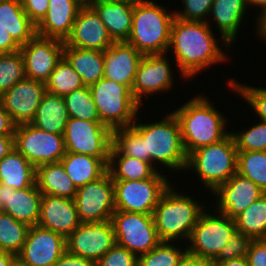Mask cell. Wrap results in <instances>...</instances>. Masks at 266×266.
<instances>
[{
	"label": "cell",
	"instance_id": "44",
	"mask_svg": "<svg viewBox=\"0 0 266 266\" xmlns=\"http://www.w3.org/2000/svg\"><path fill=\"white\" fill-rule=\"evenodd\" d=\"M252 240L250 236L236 231L212 262L246 258Z\"/></svg>",
	"mask_w": 266,
	"mask_h": 266
},
{
	"label": "cell",
	"instance_id": "31",
	"mask_svg": "<svg viewBox=\"0 0 266 266\" xmlns=\"http://www.w3.org/2000/svg\"><path fill=\"white\" fill-rule=\"evenodd\" d=\"M0 183L15 190L36 183V168L15 148L0 161Z\"/></svg>",
	"mask_w": 266,
	"mask_h": 266
},
{
	"label": "cell",
	"instance_id": "16",
	"mask_svg": "<svg viewBox=\"0 0 266 266\" xmlns=\"http://www.w3.org/2000/svg\"><path fill=\"white\" fill-rule=\"evenodd\" d=\"M64 41L36 35L20 52L24 59L25 75L36 81L46 82L63 57Z\"/></svg>",
	"mask_w": 266,
	"mask_h": 266
},
{
	"label": "cell",
	"instance_id": "3",
	"mask_svg": "<svg viewBox=\"0 0 266 266\" xmlns=\"http://www.w3.org/2000/svg\"><path fill=\"white\" fill-rule=\"evenodd\" d=\"M136 122L131 127L144 140L145 161L151 165L158 161L172 170H186L188 155L183 146L180 123L173 112L156 123Z\"/></svg>",
	"mask_w": 266,
	"mask_h": 266
},
{
	"label": "cell",
	"instance_id": "5",
	"mask_svg": "<svg viewBox=\"0 0 266 266\" xmlns=\"http://www.w3.org/2000/svg\"><path fill=\"white\" fill-rule=\"evenodd\" d=\"M172 190L164 191L153 211V219L161 241L173 242L190 238L192 229L204 211L201 203Z\"/></svg>",
	"mask_w": 266,
	"mask_h": 266
},
{
	"label": "cell",
	"instance_id": "24",
	"mask_svg": "<svg viewBox=\"0 0 266 266\" xmlns=\"http://www.w3.org/2000/svg\"><path fill=\"white\" fill-rule=\"evenodd\" d=\"M136 0H97L92 7L114 42L127 41L132 29Z\"/></svg>",
	"mask_w": 266,
	"mask_h": 266
},
{
	"label": "cell",
	"instance_id": "11",
	"mask_svg": "<svg viewBox=\"0 0 266 266\" xmlns=\"http://www.w3.org/2000/svg\"><path fill=\"white\" fill-rule=\"evenodd\" d=\"M14 147L35 168L47 163L60 162L66 154L62 134L46 132L31 123L15 127Z\"/></svg>",
	"mask_w": 266,
	"mask_h": 266
},
{
	"label": "cell",
	"instance_id": "47",
	"mask_svg": "<svg viewBox=\"0 0 266 266\" xmlns=\"http://www.w3.org/2000/svg\"><path fill=\"white\" fill-rule=\"evenodd\" d=\"M29 19L37 25L46 15L49 0H20Z\"/></svg>",
	"mask_w": 266,
	"mask_h": 266
},
{
	"label": "cell",
	"instance_id": "14",
	"mask_svg": "<svg viewBox=\"0 0 266 266\" xmlns=\"http://www.w3.org/2000/svg\"><path fill=\"white\" fill-rule=\"evenodd\" d=\"M116 244L111 220L81 223L67 238L66 250L97 262Z\"/></svg>",
	"mask_w": 266,
	"mask_h": 266
},
{
	"label": "cell",
	"instance_id": "6",
	"mask_svg": "<svg viewBox=\"0 0 266 266\" xmlns=\"http://www.w3.org/2000/svg\"><path fill=\"white\" fill-rule=\"evenodd\" d=\"M238 149L231 132L221 141L197 148L188 155L186 169L192 168L212 192L237 173Z\"/></svg>",
	"mask_w": 266,
	"mask_h": 266
},
{
	"label": "cell",
	"instance_id": "56",
	"mask_svg": "<svg viewBox=\"0 0 266 266\" xmlns=\"http://www.w3.org/2000/svg\"><path fill=\"white\" fill-rule=\"evenodd\" d=\"M17 258L15 254L9 252H0V266H10Z\"/></svg>",
	"mask_w": 266,
	"mask_h": 266
},
{
	"label": "cell",
	"instance_id": "40",
	"mask_svg": "<svg viewBox=\"0 0 266 266\" xmlns=\"http://www.w3.org/2000/svg\"><path fill=\"white\" fill-rule=\"evenodd\" d=\"M25 77L24 59L20 50L0 54V95Z\"/></svg>",
	"mask_w": 266,
	"mask_h": 266
},
{
	"label": "cell",
	"instance_id": "22",
	"mask_svg": "<svg viewBox=\"0 0 266 266\" xmlns=\"http://www.w3.org/2000/svg\"><path fill=\"white\" fill-rule=\"evenodd\" d=\"M81 224L73 199L43 195L38 226L52 230L65 239Z\"/></svg>",
	"mask_w": 266,
	"mask_h": 266
},
{
	"label": "cell",
	"instance_id": "55",
	"mask_svg": "<svg viewBox=\"0 0 266 266\" xmlns=\"http://www.w3.org/2000/svg\"><path fill=\"white\" fill-rule=\"evenodd\" d=\"M257 27H258V35L264 38V41H266V11L259 14V17H257Z\"/></svg>",
	"mask_w": 266,
	"mask_h": 266
},
{
	"label": "cell",
	"instance_id": "29",
	"mask_svg": "<svg viewBox=\"0 0 266 266\" xmlns=\"http://www.w3.org/2000/svg\"><path fill=\"white\" fill-rule=\"evenodd\" d=\"M63 57L81 76L85 86H91L103 78V51L64 46Z\"/></svg>",
	"mask_w": 266,
	"mask_h": 266
},
{
	"label": "cell",
	"instance_id": "49",
	"mask_svg": "<svg viewBox=\"0 0 266 266\" xmlns=\"http://www.w3.org/2000/svg\"><path fill=\"white\" fill-rule=\"evenodd\" d=\"M53 266H96V262L82 256L73 255L66 250Z\"/></svg>",
	"mask_w": 266,
	"mask_h": 266
},
{
	"label": "cell",
	"instance_id": "20",
	"mask_svg": "<svg viewBox=\"0 0 266 266\" xmlns=\"http://www.w3.org/2000/svg\"><path fill=\"white\" fill-rule=\"evenodd\" d=\"M213 193L218 199V211L235 219L265 192L250 179L235 173L226 183L220 184Z\"/></svg>",
	"mask_w": 266,
	"mask_h": 266
},
{
	"label": "cell",
	"instance_id": "32",
	"mask_svg": "<svg viewBox=\"0 0 266 266\" xmlns=\"http://www.w3.org/2000/svg\"><path fill=\"white\" fill-rule=\"evenodd\" d=\"M36 185L43 195L73 199L77 188L66 174L61 162L47 163L36 168Z\"/></svg>",
	"mask_w": 266,
	"mask_h": 266
},
{
	"label": "cell",
	"instance_id": "46",
	"mask_svg": "<svg viewBox=\"0 0 266 266\" xmlns=\"http://www.w3.org/2000/svg\"><path fill=\"white\" fill-rule=\"evenodd\" d=\"M96 266H138V257L127 248L115 244L96 262Z\"/></svg>",
	"mask_w": 266,
	"mask_h": 266
},
{
	"label": "cell",
	"instance_id": "59",
	"mask_svg": "<svg viewBox=\"0 0 266 266\" xmlns=\"http://www.w3.org/2000/svg\"><path fill=\"white\" fill-rule=\"evenodd\" d=\"M10 266H25L18 258H16Z\"/></svg>",
	"mask_w": 266,
	"mask_h": 266
},
{
	"label": "cell",
	"instance_id": "2",
	"mask_svg": "<svg viewBox=\"0 0 266 266\" xmlns=\"http://www.w3.org/2000/svg\"><path fill=\"white\" fill-rule=\"evenodd\" d=\"M173 113L180 123L187 155L197 148L221 141L230 133L225 132V117L206 97L196 96Z\"/></svg>",
	"mask_w": 266,
	"mask_h": 266
},
{
	"label": "cell",
	"instance_id": "23",
	"mask_svg": "<svg viewBox=\"0 0 266 266\" xmlns=\"http://www.w3.org/2000/svg\"><path fill=\"white\" fill-rule=\"evenodd\" d=\"M103 78L132 88L138 65L144 56L126 41L114 42L103 51Z\"/></svg>",
	"mask_w": 266,
	"mask_h": 266
},
{
	"label": "cell",
	"instance_id": "26",
	"mask_svg": "<svg viewBox=\"0 0 266 266\" xmlns=\"http://www.w3.org/2000/svg\"><path fill=\"white\" fill-rule=\"evenodd\" d=\"M0 24L21 47L36 35V25L26 15L20 0H0Z\"/></svg>",
	"mask_w": 266,
	"mask_h": 266
},
{
	"label": "cell",
	"instance_id": "10",
	"mask_svg": "<svg viewBox=\"0 0 266 266\" xmlns=\"http://www.w3.org/2000/svg\"><path fill=\"white\" fill-rule=\"evenodd\" d=\"M116 244L137 257L149 252L160 242L152 214L115 210L111 217Z\"/></svg>",
	"mask_w": 266,
	"mask_h": 266
},
{
	"label": "cell",
	"instance_id": "19",
	"mask_svg": "<svg viewBox=\"0 0 266 266\" xmlns=\"http://www.w3.org/2000/svg\"><path fill=\"white\" fill-rule=\"evenodd\" d=\"M114 41L92 6L80 7L64 46L104 51Z\"/></svg>",
	"mask_w": 266,
	"mask_h": 266
},
{
	"label": "cell",
	"instance_id": "17",
	"mask_svg": "<svg viewBox=\"0 0 266 266\" xmlns=\"http://www.w3.org/2000/svg\"><path fill=\"white\" fill-rule=\"evenodd\" d=\"M65 251L66 239L62 235L34 225L17 258L25 266H53Z\"/></svg>",
	"mask_w": 266,
	"mask_h": 266
},
{
	"label": "cell",
	"instance_id": "9",
	"mask_svg": "<svg viewBox=\"0 0 266 266\" xmlns=\"http://www.w3.org/2000/svg\"><path fill=\"white\" fill-rule=\"evenodd\" d=\"M115 210L153 214L164 191L170 186L166 176L158 171L149 179L113 180Z\"/></svg>",
	"mask_w": 266,
	"mask_h": 266
},
{
	"label": "cell",
	"instance_id": "50",
	"mask_svg": "<svg viewBox=\"0 0 266 266\" xmlns=\"http://www.w3.org/2000/svg\"><path fill=\"white\" fill-rule=\"evenodd\" d=\"M20 48L9 32L0 24V54L12 53L20 50Z\"/></svg>",
	"mask_w": 266,
	"mask_h": 266
},
{
	"label": "cell",
	"instance_id": "1",
	"mask_svg": "<svg viewBox=\"0 0 266 266\" xmlns=\"http://www.w3.org/2000/svg\"><path fill=\"white\" fill-rule=\"evenodd\" d=\"M209 22L174 18L169 49L173 48L176 64L186 78L227 57L219 48Z\"/></svg>",
	"mask_w": 266,
	"mask_h": 266
},
{
	"label": "cell",
	"instance_id": "15",
	"mask_svg": "<svg viewBox=\"0 0 266 266\" xmlns=\"http://www.w3.org/2000/svg\"><path fill=\"white\" fill-rule=\"evenodd\" d=\"M46 92L44 82L25 77L0 95V104L16 126L31 123Z\"/></svg>",
	"mask_w": 266,
	"mask_h": 266
},
{
	"label": "cell",
	"instance_id": "54",
	"mask_svg": "<svg viewBox=\"0 0 266 266\" xmlns=\"http://www.w3.org/2000/svg\"><path fill=\"white\" fill-rule=\"evenodd\" d=\"M212 266H249L246 258L230 259L223 262H211Z\"/></svg>",
	"mask_w": 266,
	"mask_h": 266
},
{
	"label": "cell",
	"instance_id": "58",
	"mask_svg": "<svg viewBox=\"0 0 266 266\" xmlns=\"http://www.w3.org/2000/svg\"><path fill=\"white\" fill-rule=\"evenodd\" d=\"M81 7L92 6L97 0H74Z\"/></svg>",
	"mask_w": 266,
	"mask_h": 266
},
{
	"label": "cell",
	"instance_id": "7",
	"mask_svg": "<svg viewBox=\"0 0 266 266\" xmlns=\"http://www.w3.org/2000/svg\"><path fill=\"white\" fill-rule=\"evenodd\" d=\"M89 89L103 125L111 131L131 127L140 104L134 99L128 86L101 78L89 86Z\"/></svg>",
	"mask_w": 266,
	"mask_h": 266
},
{
	"label": "cell",
	"instance_id": "13",
	"mask_svg": "<svg viewBox=\"0 0 266 266\" xmlns=\"http://www.w3.org/2000/svg\"><path fill=\"white\" fill-rule=\"evenodd\" d=\"M74 201L81 223L111 220L115 212V196L114 184L109 172L77 188Z\"/></svg>",
	"mask_w": 266,
	"mask_h": 266
},
{
	"label": "cell",
	"instance_id": "43",
	"mask_svg": "<svg viewBox=\"0 0 266 266\" xmlns=\"http://www.w3.org/2000/svg\"><path fill=\"white\" fill-rule=\"evenodd\" d=\"M230 87L236 90L248 104L256 111L257 115L262 121L266 122V88H255L246 85H239L234 80L229 81Z\"/></svg>",
	"mask_w": 266,
	"mask_h": 266
},
{
	"label": "cell",
	"instance_id": "36",
	"mask_svg": "<svg viewBox=\"0 0 266 266\" xmlns=\"http://www.w3.org/2000/svg\"><path fill=\"white\" fill-rule=\"evenodd\" d=\"M84 86L81 76L64 57L57 63L48 80L45 82L47 92L59 96H65Z\"/></svg>",
	"mask_w": 266,
	"mask_h": 266
},
{
	"label": "cell",
	"instance_id": "48",
	"mask_svg": "<svg viewBox=\"0 0 266 266\" xmlns=\"http://www.w3.org/2000/svg\"><path fill=\"white\" fill-rule=\"evenodd\" d=\"M246 259L249 266H266V239H253Z\"/></svg>",
	"mask_w": 266,
	"mask_h": 266
},
{
	"label": "cell",
	"instance_id": "18",
	"mask_svg": "<svg viewBox=\"0 0 266 266\" xmlns=\"http://www.w3.org/2000/svg\"><path fill=\"white\" fill-rule=\"evenodd\" d=\"M173 77L168 60L164 54L144 55L138 65L131 93L141 104L142 96L151 95L171 88Z\"/></svg>",
	"mask_w": 266,
	"mask_h": 266
},
{
	"label": "cell",
	"instance_id": "42",
	"mask_svg": "<svg viewBox=\"0 0 266 266\" xmlns=\"http://www.w3.org/2000/svg\"><path fill=\"white\" fill-rule=\"evenodd\" d=\"M238 151H266V122L242 132H231Z\"/></svg>",
	"mask_w": 266,
	"mask_h": 266
},
{
	"label": "cell",
	"instance_id": "8",
	"mask_svg": "<svg viewBox=\"0 0 266 266\" xmlns=\"http://www.w3.org/2000/svg\"><path fill=\"white\" fill-rule=\"evenodd\" d=\"M218 213V216H213L205 210L200 214L192 229L187 253L212 262L236 233L235 221Z\"/></svg>",
	"mask_w": 266,
	"mask_h": 266
},
{
	"label": "cell",
	"instance_id": "53",
	"mask_svg": "<svg viewBox=\"0 0 266 266\" xmlns=\"http://www.w3.org/2000/svg\"><path fill=\"white\" fill-rule=\"evenodd\" d=\"M14 148V135H0V161Z\"/></svg>",
	"mask_w": 266,
	"mask_h": 266
},
{
	"label": "cell",
	"instance_id": "28",
	"mask_svg": "<svg viewBox=\"0 0 266 266\" xmlns=\"http://www.w3.org/2000/svg\"><path fill=\"white\" fill-rule=\"evenodd\" d=\"M246 8L247 0H214L209 15L214 17L224 44L230 45L237 38Z\"/></svg>",
	"mask_w": 266,
	"mask_h": 266
},
{
	"label": "cell",
	"instance_id": "30",
	"mask_svg": "<svg viewBox=\"0 0 266 266\" xmlns=\"http://www.w3.org/2000/svg\"><path fill=\"white\" fill-rule=\"evenodd\" d=\"M68 119L63 96L46 92L31 124L46 132L63 135Z\"/></svg>",
	"mask_w": 266,
	"mask_h": 266
},
{
	"label": "cell",
	"instance_id": "25",
	"mask_svg": "<svg viewBox=\"0 0 266 266\" xmlns=\"http://www.w3.org/2000/svg\"><path fill=\"white\" fill-rule=\"evenodd\" d=\"M80 7L74 0H49L46 15L36 25L37 35L65 41Z\"/></svg>",
	"mask_w": 266,
	"mask_h": 266
},
{
	"label": "cell",
	"instance_id": "57",
	"mask_svg": "<svg viewBox=\"0 0 266 266\" xmlns=\"http://www.w3.org/2000/svg\"><path fill=\"white\" fill-rule=\"evenodd\" d=\"M248 6L252 4V6L256 5L257 7L261 8V13L266 11V0H247Z\"/></svg>",
	"mask_w": 266,
	"mask_h": 266
},
{
	"label": "cell",
	"instance_id": "34",
	"mask_svg": "<svg viewBox=\"0 0 266 266\" xmlns=\"http://www.w3.org/2000/svg\"><path fill=\"white\" fill-rule=\"evenodd\" d=\"M234 221L237 232L252 239H266V193L248 206Z\"/></svg>",
	"mask_w": 266,
	"mask_h": 266
},
{
	"label": "cell",
	"instance_id": "41",
	"mask_svg": "<svg viewBox=\"0 0 266 266\" xmlns=\"http://www.w3.org/2000/svg\"><path fill=\"white\" fill-rule=\"evenodd\" d=\"M112 145L122 154L145 161V143L132 128L124 127L112 131Z\"/></svg>",
	"mask_w": 266,
	"mask_h": 266
},
{
	"label": "cell",
	"instance_id": "35",
	"mask_svg": "<svg viewBox=\"0 0 266 266\" xmlns=\"http://www.w3.org/2000/svg\"><path fill=\"white\" fill-rule=\"evenodd\" d=\"M29 228L11 215L0 211V252H9L17 256L26 241Z\"/></svg>",
	"mask_w": 266,
	"mask_h": 266
},
{
	"label": "cell",
	"instance_id": "4",
	"mask_svg": "<svg viewBox=\"0 0 266 266\" xmlns=\"http://www.w3.org/2000/svg\"><path fill=\"white\" fill-rule=\"evenodd\" d=\"M165 10L153 1L136 0L132 29L126 42L143 55L167 54L175 14L174 11L167 13Z\"/></svg>",
	"mask_w": 266,
	"mask_h": 266
},
{
	"label": "cell",
	"instance_id": "39",
	"mask_svg": "<svg viewBox=\"0 0 266 266\" xmlns=\"http://www.w3.org/2000/svg\"><path fill=\"white\" fill-rule=\"evenodd\" d=\"M184 250L171 245V242L161 241L152 250L138 257V266H177L187 253V249Z\"/></svg>",
	"mask_w": 266,
	"mask_h": 266
},
{
	"label": "cell",
	"instance_id": "27",
	"mask_svg": "<svg viewBox=\"0 0 266 266\" xmlns=\"http://www.w3.org/2000/svg\"><path fill=\"white\" fill-rule=\"evenodd\" d=\"M60 162L76 188H79L102 177L108 171L109 159L66 152Z\"/></svg>",
	"mask_w": 266,
	"mask_h": 266
},
{
	"label": "cell",
	"instance_id": "21",
	"mask_svg": "<svg viewBox=\"0 0 266 266\" xmlns=\"http://www.w3.org/2000/svg\"><path fill=\"white\" fill-rule=\"evenodd\" d=\"M42 196L36 183L20 190L0 183L1 211L29 227L38 224Z\"/></svg>",
	"mask_w": 266,
	"mask_h": 266
},
{
	"label": "cell",
	"instance_id": "45",
	"mask_svg": "<svg viewBox=\"0 0 266 266\" xmlns=\"http://www.w3.org/2000/svg\"><path fill=\"white\" fill-rule=\"evenodd\" d=\"M213 2L214 0H182L184 11H174L175 17L187 21L207 22L205 18L209 15Z\"/></svg>",
	"mask_w": 266,
	"mask_h": 266
},
{
	"label": "cell",
	"instance_id": "37",
	"mask_svg": "<svg viewBox=\"0 0 266 266\" xmlns=\"http://www.w3.org/2000/svg\"><path fill=\"white\" fill-rule=\"evenodd\" d=\"M237 173L266 193V151H238Z\"/></svg>",
	"mask_w": 266,
	"mask_h": 266
},
{
	"label": "cell",
	"instance_id": "33",
	"mask_svg": "<svg viewBox=\"0 0 266 266\" xmlns=\"http://www.w3.org/2000/svg\"><path fill=\"white\" fill-rule=\"evenodd\" d=\"M114 163H117L118 166ZM157 171V168L154 165L152 166L149 162L122 155L111 145L108 172L112 180H145L151 178Z\"/></svg>",
	"mask_w": 266,
	"mask_h": 266
},
{
	"label": "cell",
	"instance_id": "51",
	"mask_svg": "<svg viewBox=\"0 0 266 266\" xmlns=\"http://www.w3.org/2000/svg\"><path fill=\"white\" fill-rule=\"evenodd\" d=\"M16 125L0 104V135H14Z\"/></svg>",
	"mask_w": 266,
	"mask_h": 266
},
{
	"label": "cell",
	"instance_id": "12",
	"mask_svg": "<svg viewBox=\"0 0 266 266\" xmlns=\"http://www.w3.org/2000/svg\"><path fill=\"white\" fill-rule=\"evenodd\" d=\"M68 153L91 155L109 159L112 131L100 121L69 117L63 134Z\"/></svg>",
	"mask_w": 266,
	"mask_h": 266
},
{
	"label": "cell",
	"instance_id": "52",
	"mask_svg": "<svg viewBox=\"0 0 266 266\" xmlns=\"http://www.w3.org/2000/svg\"><path fill=\"white\" fill-rule=\"evenodd\" d=\"M177 266H212L208 260L186 253Z\"/></svg>",
	"mask_w": 266,
	"mask_h": 266
},
{
	"label": "cell",
	"instance_id": "38",
	"mask_svg": "<svg viewBox=\"0 0 266 266\" xmlns=\"http://www.w3.org/2000/svg\"><path fill=\"white\" fill-rule=\"evenodd\" d=\"M68 115L81 120L100 121L96 105L88 86L63 96Z\"/></svg>",
	"mask_w": 266,
	"mask_h": 266
}]
</instances>
